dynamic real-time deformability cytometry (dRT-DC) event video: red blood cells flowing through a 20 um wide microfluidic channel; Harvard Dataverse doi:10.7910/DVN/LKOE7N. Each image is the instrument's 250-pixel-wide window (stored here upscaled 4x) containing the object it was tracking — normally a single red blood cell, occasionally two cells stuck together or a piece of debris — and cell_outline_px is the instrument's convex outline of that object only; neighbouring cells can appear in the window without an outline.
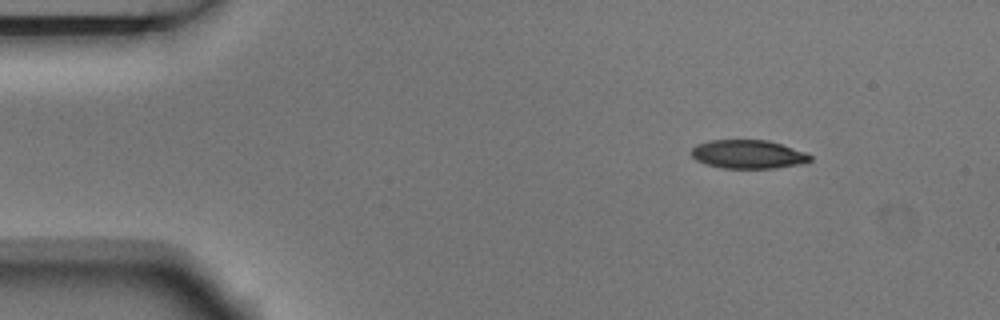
{"species": "Egyptian fruit bat (a non-hibernating species)", "species_latin": "Rousettus aegyptiacus", "temperature_condition": "room temperature", "stored_images_in_passage": 3, "camera_frame_rate_fps": 3000, "um_per_image_px": 0.085, "animal": {"sex": "male"}, "frame": {"image": 1, "passage_image": 1, "time_ms": 0.0, "image_size_px": [1000, 320], "cell_outline_px": [[812, 160], [804, 164], [776, 168], [724, 168], [704, 164], [696, 160], [692, 156], [692, 148], [696, 144], [712, 140], [768, 140], [808, 152], [812, 156]], "centroid_in_image_um": [63.64, 13.12], "position_along_channel_um": 21.4, "area_um2": 20.06}}